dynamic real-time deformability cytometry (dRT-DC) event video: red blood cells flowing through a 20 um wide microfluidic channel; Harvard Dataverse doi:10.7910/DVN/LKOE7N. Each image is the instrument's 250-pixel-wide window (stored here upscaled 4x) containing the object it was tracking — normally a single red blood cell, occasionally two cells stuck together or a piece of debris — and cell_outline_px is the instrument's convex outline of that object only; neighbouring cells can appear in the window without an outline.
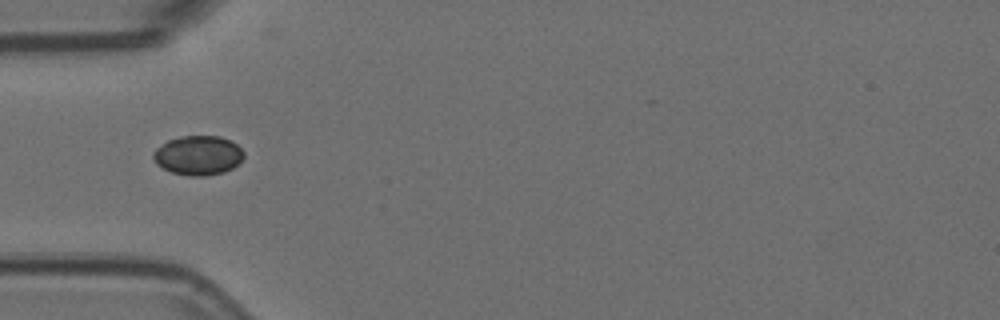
{"species": "Egyptian fruit bat (a non-hibernating species)", "species_latin": "Rousettus aegyptiacus", "temperature_condition": "room temperature", "stored_images_in_passage": 6, "camera_frame_rate_fps": 3000, "um_per_image_px": 0.085, "animal": {"sex": "female"}, "frame": {"image": 1, "passage_image": 1, "time_ms": 0.0, "image_size_px": [1000, 320], "cell_outline_px": [[244, 156], [232, 168], [224, 172], [204, 176], [188, 176], [172, 172], [156, 164], [152, 156], [152, 152], [156, 148], [168, 140], [180, 136], [220, 136], [232, 140], [244, 152]], "centroid_in_image_um": [16.83, 13.2], "position_along_channel_um": 68.2, "area_um2": 20.81}}
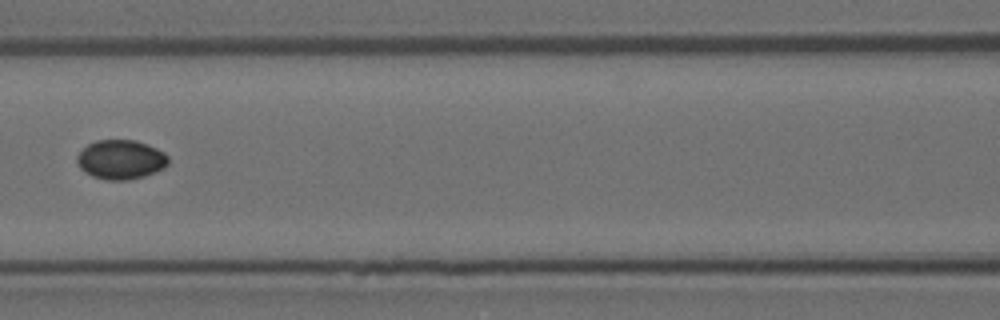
{"frame": {"image": 2, "passage_image": 3, "time_ms": 0.667, "image_size_px": [1000, 320], "cell_outline_px": [[168, 164], [164, 168], [156, 172], [144, 176], [128, 180], [108, 180], [92, 176], [84, 172], [80, 168], [76, 160], [76, 156], [88, 144], [96, 140], [136, 140], [148, 144], [164, 152], [168, 156]], "centroid_in_image_um": [10.27, 13.56], "position_along_channel_um": 156.3, "area_um2": 21.04}}
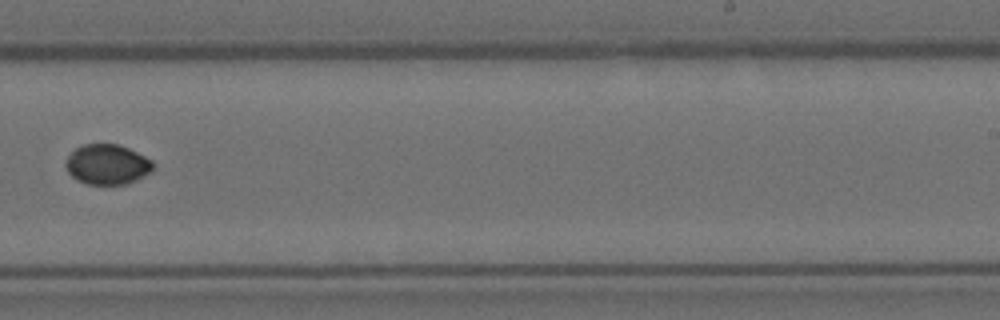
{"frame": {"image": 3, "passage_image": 6, "time_ms": 1.667, "image_size_px": [1000, 320], "cell_outline_px": [[152, 172], [136, 180], [124, 184], [88, 184], [76, 180], [68, 172], [64, 164], [68, 156], [76, 148], [84, 144], [120, 144], [152, 160]], "centroid_in_image_um": [9.1, 13.97], "position_along_channel_um": 279.9, "area_um2": 20.35}}